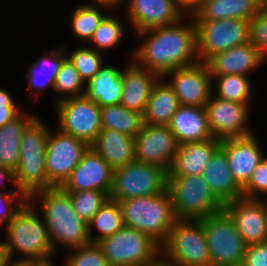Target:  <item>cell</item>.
I'll use <instances>...</instances> for the list:
<instances>
[{
  "instance_id": "obj_1",
  "label": "cell",
  "mask_w": 267,
  "mask_h": 266,
  "mask_svg": "<svg viewBox=\"0 0 267 266\" xmlns=\"http://www.w3.org/2000/svg\"><path fill=\"white\" fill-rule=\"evenodd\" d=\"M136 35L143 41L130 56L138 65L161 77L199 61L197 29L191 14L175 24L150 28Z\"/></svg>"
},
{
  "instance_id": "obj_2",
  "label": "cell",
  "mask_w": 267,
  "mask_h": 266,
  "mask_svg": "<svg viewBox=\"0 0 267 266\" xmlns=\"http://www.w3.org/2000/svg\"><path fill=\"white\" fill-rule=\"evenodd\" d=\"M29 201L39 204L38 209L48 227L55 254L61 246L68 251L91 243L87 222L73 209L69 194L61 187L34 192Z\"/></svg>"
},
{
  "instance_id": "obj_3",
  "label": "cell",
  "mask_w": 267,
  "mask_h": 266,
  "mask_svg": "<svg viewBox=\"0 0 267 266\" xmlns=\"http://www.w3.org/2000/svg\"><path fill=\"white\" fill-rule=\"evenodd\" d=\"M35 206L28 200L4 228L6 239L0 244L11 259L16 252L20 254L16 259L37 262L52 261L55 257L48 227Z\"/></svg>"
},
{
  "instance_id": "obj_4",
  "label": "cell",
  "mask_w": 267,
  "mask_h": 266,
  "mask_svg": "<svg viewBox=\"0 0 267 266\" xmlns=\"http://www.w3.org/2000/svg\"><path fill=\"white\" fill-rule=\"evenodd\" d=\"M123 225L149 235L160 246L177 221L168 190L161 194L125 199L118 202Z\"/></svg>"
},
{
  "instance_id": "obj_5",
  "label": "cell",
  "mask_w": 267,
  "mask_h": 266,
  "mask_svg": "<svg viewBox=\"0 0 267 266\" xmlns=\"http://www.w3.org/2000/svg\"><path fill=\"white\" fill-rule=\"evenodd\" d=\"M50 128L36 117L25 129L15 171L17 188L28 198L39 190L52 188L45 170L46 144Z\"/></svg>"
},
{
  "instance_id": "obj_6",
  "label": "cell",
  "mask_w": 267,
  "mask_h": 266,
  "mask_svg": "<svg viewBox=\"0 0 267 266\" xmlns=\"http://www.w3.org/2000/svg\"><path fill=\"white\" fill-rule=\"evenodd\" d=\"M167 190L177 220H201L224 208L202 175L168 176Z\"/></svg>"
},
{
  "instance_id": "obj_7",
  "label": "cell",
  "mask_w": 267,
  "mask_h": 266,
  "mask_svg": "<svg viewBox=\"0 0 267 266\" xmlns=\"http://www.w3.org/2000/svg\"><path fill=\"white\" fill-rule=\"evenodd\" d=\"M161 254L174 266H211L200 220H177L161 245Z\"/></svg>"
},
{
  "instance_id": "obj_8",
  "label": "cell",
  "mask_w": 267,
  "mask_h": 266,
  "mask_svg": "<svg viewBox=\"0 0 267 266\" xmlns=\"http://www.w3.org/2000/svg\"><path fill=\"white\" fill-rule=\"evenodd\" d=\"M200 221L207 239L211 266H241L247 244L229 212L223 208Z\"/></svg>"
},
{
  "instance_id": "obj_9",
  "label": "cell",
  "mask_w": 267,
  "mask_h": 266,
  "mask_svg": "<svg viewBox=\"0 0 267 266\" xmlns=\"http://www.w3.org/2000/svg\"><path fill=\"white\" fill-rule=\"evenodd\" d=\"M97 244L109 266H142L161 253V246L149 235L127 226Z\"/></svg>"
},
{
  "instance_id": "obj_10",
  "label": "cell",
  "mask_w": 267,
  "mask_h": 266,
  "mask_svg": "<svg viewBox=\"0 0 267 266\" xmlns=\"http://www.w3.org/2000/svg\"><path fill=\"white\" fill-rule=\"evenodd\" d=\"M168 172L158 166L133 161L115 169L109 197L113 201L161 194L167 190Z\"/></svg>"
},
{
  "instance_id": "obj_11",
  "label": "cell",
  "mask_w": 267,
  "mask_h": 266,
  "mask_svg": "<svg viewBox=\"0 0 267 266\" xmlns=\"http://www.w3.org/2000/svg\"><path fill=\"white\" fill-rule=\"evenodd\" d=\"M198 60L206 62L216 53L250 42V21L243 19L194 20Z\"/></svg>"
},
{
  "instance_id": "obj_12",
  "label": "cell",
  "mask_w": 267,
  "mask_h": 266,
  "mask_svg": "<svg viewBox=\"0 0 267 266\" xmlns=\"http://www.w3.org/2000/svg\"><path fill=\"white\" fill-rule=\"evenodd\" d=\"M90 145L57 128L50 130L46 144L45 170L53 187H61L80 163Z\"/></svg>"
},
{
  "instance_id": "obj_13",
  "label": "cell",
  "mask_w": 267,
  "mask_h": 266,
  "mask_svg": "<svg viewBox=\"0 0 267 266\" xmlns=\"http://www.w3.org/2000/svg\"><path fill=\"white\" fill-rule=\"evenodd\" d=\"M57 127L91 145L102 129L101 107L85 96L70 97L55 104Z\"/></svg>"
},
{
  "instance_id": "obj_14",
  "label": "cell",
  "mask_w": 267,
  "mask_h": 266,
  "mask_svg": "<svg viewBox=\"0 0 267 266\" xmlns=\"http://www.w3.org/2000/svg\"><path fill=\"white\" fill-rule=\"evenodd\" d=\"M179 144L169 126L143 124L134 137L135 161L170 170Z\"/></svg>"
},
{
  "instance_id": "obj_15",
  "label": "cell",
  "mask_w": 267,
  "mask_h": 266,
  "mask_svg": "<svg viewBox=\"0 0 267 266\" xmlns=\"http://www.w3.org/2000/svg\"><path fill=\"white\" fill-rule=\"evenodd\" d=\"M210 131L216 139L245 137L253 134L248 127L250 108L247 104H240L218 97H210L204 107Z\"/></svg>"
},
{
  "instance_id": "obj_16",
  "label": "cell",
  "mask_w": 267,
  "mask_h": 266,
  "mask_svg": "<svg viewBox=\"0 0 267 266\" xmlns=\"http://www.w3.org/2000/svg\"><path fill=\"white\" fill-rule=\"evenodd\" d=\"M168 84L173 88L180 105L205 107L212 95L214 84L205 62L198 61L168 72Z\"/></svg>"
},
{
  "instance_id": "obj_17",
  "label": "cell",
  "mask_w": 267,
  "mask_h": 266,
  "mask_svg": "<svg viewBox=\"0 0 267 266\" xmlns=\"http://www.w3.org/2000/svg\"><path fill=\"white\" fill-rule=\"evenodd\" d=\"M123 5L135 33L175 24L187 15L174 0H123Z\"/></svg>"
},
{
  "instance_id": "obj_18",
  "label": "cell",
  "mask_w": 267,
  "mask_h": 266,
  "mask_svg": "<svg viewBox=\"0 0 267 266\" xmlns=\"http://www.w3.org/2000/svg\"><path fill=\"white\" fill-rule=\"evenodd\" d=\"M247 246L267 240L266 199L245 197L224 204Z\"/></svg>"
},
{
  "instance_id": "obj_19",
  "label": "cell",
  "mask_w": 267,
  "mask_h": 266,
  "mask_svg": "<svg viewBox=\"0 0 267 266\" xmlns=\"http://www.w3.org/2000/svg\"><path fill=\"white\" fill-rule=\"evenodd\" d=\"M114 169L91 146L65 183L64 191L100 190L110 193Z\"/></svg>"
},
{
  "instance_id": "obj_20",
  "label": "cell",
  "mask_w": 267,
  "mask_h": 266,
  "mask_svg": "<svg viewBox=\"0 0 267 266\" xmlns=\"http://www.w3.org/2000/svg\"><path fill=\"white\" fill-rule=\"evenodd\" d=\"M220 149L226 156L234 180L241 188L248 183L253 170L265 157L254 133L245 137L223 139Z\"/></svg>"
},
{
  "instance_id": "obj_21",
  "label": "cell",
  "mask_w": 267,
  "mask_h": 266,
  "mask_svg": "<svg viewBox=\"0 0 267 266\" xmlns=\"http://www.w3.org/2000/svg\"><path fill=\"white\" fill-rule=\"evenodd\" d=\"M131 60L121 70L123 92L120 104L143 115L153 88L162 77Z\"/></svg>"
},
{
  "instance_id": "obj_22",
  "label": "cell",
  "mask_w": 267,
  "mask_h": 266,
  "mask_svg": "<svg viewBox=\"0 0 267 266\" xmlns=\"http://www.w3.org/2000/svg\"><path fill=\"white\" fill-rule=\"evenodd\" d=\"M266 59L258 49L247 42L211 56L205 63L211 75L236 74L248 76L258 69Z\"/></svg>"
},
{
  "instance_id": "obj_23",
  "label": "cell",
  "mask_w": 267,
  "mask_h": 266,
  "mask_svg": "<svg viewBox=\"0 0 267 266\" xmlns=\"http://www.w3.org/2000/svg\"><path fill=\"white\" fill-rule=\"evenodd\" d=\"M220 144L221 140L214 137L203 142L179 145L168 176L202 175Z\"/></svg>"
},
{
  "instance_id": "obj_24",
  "label": "cell",
  "mask_w": 267,
  "mask_h": 266,
  "mask_svg": "<svg viewBox=\"0 0 267 266\" xmlns=\"http://www.w3.org/2000/svg\"><path fill=\"white\" fill-rule=\"evenodd\" d=\"M168 126L179 145L214 138L204 107L180 105Z\"/></svg>"
},
{
  "instance_id": "obj_25",
  "label": "cell",
  "mask_w": 267,
  "mask_h": 266,
  "mask_svg": "<svg viewBox=\"0 0 267 266\" xmlns=\"http://www.w3.org/2000/svg\"><path fill=\"white\" fill-rule=\"evenodd\" d=\"M202 176L223 204L243 197L242 188L234 180L226 156L220 148L212 156Z\"/></svg>"
},
{
  "instance_id": "obj_26",
  "label": "cell",
  "mask_w": 267,
  "mask_h": 266,
  "mask_svg": "<svg viewBox=\"0 0 267 266\" xmlns=\"http://www.w3.org/2000/svg\"><path fill=\"white\" fill-rule=\"evenodd\" d=\"M115 170L135 161L134 137L102 128L90 145Z\"/></svg>"
},
{
  "instance_id": "obj_27",
  "label": "cell",
  "mask_w": 267,
  "mask_h": 266,
  "mask_svg": "<svg viewBox=\"0 0 267 266\" xmlns=\"http://www.w3.org/2000/svg\"><path fill=\"white\" fill-rule=\"evenodd\" d=\"M123 92L121 69L103 65L85 84L84 96L101 108L120 104Z\"/></svg>"
},
{
  "instance_id": "obj_28",
  "label": "cell",
  "mask_w": 267,
  "mask_h": 266,
  "mask_svg": "<svg viewBox=\"0 0 267 266\" xmlns=\"http://www.w3.org/2000/svg\"><path fill=\"white\" fill-rule=\"evenodd\" d=\"M66 44L57 49H50L44 52L35 62L28 68L26 78L28 88H31L34 99L38 101V97L49 87L54 89L55 79L60 71L63 61L67 58ZM65 54V55H64ZM40 75H43L40 77ZM41 78V79H40Z\"/></svg>"
},
{
  "instance_id": "obj_29",
  "label": "cell",
  "mask_w": 267,
  "mask_h": 266,
  "mask_svg": "<svg viewBox=\"0 0 267 266\" xmlns=\"http://www.w3.org/2000/svg\"><path fill=\"white\" fill-rule=\"evenodd\" d=\"M256 0H203L190 14L194 20H251L260 10Z\"/></svg>"
},
{
  "instance_id": "obj_30",
  "label": "cell",
  "mask_w": 267,
  "mask_h": 266,
  "mask_svg": "<svg viewBox=\"0 0 267 266\" xmlns=\"http://www.w3.org/2000/svg\"><path fill=\"white\" fill-rule=\"evenodd\" d=\"M166 80L162 77L154 86L143 114V124L168 126L180 107L173 88Z\"/></svg>"
},
{
  "instance_id": "obj_31",
  "label": "cell",
  "mask_w": 267,
  "mask_h": 266,
  "mask_svg": "<svg viewBox=\"0 0 267 266\" xmlns=\"http://www.w3.org/2000/svg\"><path fill=\"white\" fill-rule=\"evenodd\" d=\"M37 116L22 112L13 121L0 126V166L16 171L23 133Z\"/></svg>"
},
{
  "instance_id": "obj_32",
  "label": "cell",
  "mask_w": 267,
  "mask_h": 266,
  "mask_svg": "<svg viewBox=\"0 0 267 266\" xmlns=\"http://www.w3.org/2000/svg\"><path fill=\"white\" fill-rule=\"evenodd\" d=\"M102 9H105L104 12ZM107 10L114 9L113 6L106 3H82L75 6L72 11L71 27L76 38H81V42L88 43L95 30L102 20L108 15Z\"/></svg>"
},
{
  "instance_id": "obj_33",
  "label": "cell",
  "mask_w": 267,
  "mask_h": 266,
  "mask_svg": "<svg viewBox=\"0 0 267 266\" xmlns=\"http://www.w3.org/2000/svg\"><path fill=\"white\" fill-rule=\"evenodd\" d=\"M102 128L135 137L143 126V115L121 104L101 108Z\"/></svg>"
},
{
  "instance_id": "obj_34",
  "label": "cell",
  "mask_w": 267,
  "mask_h": 266,
  "mask_svg": "<svg viewBox=\"0 0 267 266\" xmlns=\"http://www.w3.org/2000/svg\"><path fill=\"white\" fill-rule=\"evenodd\" d=\"M87 225L91 243H98L102 239L112 236L124 226L119 203L109 199ZM93 230L96 231L95 236Z\"/></svg>"
},
{
  "instance_id": "obj_35",
  "label": "cell",
  "mask_w": 267,
  "mask_h": 266,
  "mask_svg": "<svg viewBox=\"0 0 267 266\" xmlns=\"http://www.w3.org/2000/svg\"><path fill=\"white\" fill-rule=\"evenodd\" d=\"M211 77L212 80H217V82L216 80L214 81L215 85L212 84L213 96L240 104H247L248 106L250 105L253 87L249 76L228 74L211 75Z\"/></svg>"
},
{
  "instance_id": "obj_36",
  "label": "cell",
  "mask_w": 267,
  "mask_h": 266,
  "mask_svg": "<svg viewBox=\"0 0 267 266\" xmlns=\"http://www.w3.org/2000/svg\"><path fill=\"white\" fill-rule=\"evenodd\" d=\"M123 23L118 20V18L114 17L111 13L108 14L100 23L98 28L95 30L92 38L88 43H90L89 47L97 50H109L116 48L121 42L124 35ZM121 41V42H120ZM92 44V45H91Z\"/></svg>"
},
{
  "instance_id": "obj_37",
  "label": "cell",
  "mask_w": 267,
  "mask_h": 266,
  "mask_svg": "<svg viewBox=\"0 0 267 266\" xmlns=\"http://www.w3.org/2000/svg\"><path fill=\"white\" fill-rule=\"evenodd\" d=\"M53 91L59 95L54 103L70 97L84 96L85 83L81 80L79 72L68 58L61 65L55 79Z\"/></svg>"
},
{
  "instance_id": "obj_38",
  "label": "cell",
  "mask_w": 267,
  "mask_h": 266,
  "mask_svg": "<svg viewBox=\"0 0 267 266\" xmlns=\"http://www.w3.org/2000/svg\"><path fill=\"white\" fill-rule=\"evenodd\" d=\"M76 213L87 223L110 199L109 194L100 190L66 191Z\"/></svg>"
},
{
  "instance_id": "obj_39",
  "label": "cell",
  "mask_w": 267,
  "mask_h": 266,
  "mask_svg": "<svg viewBox=\"0 0 267 266\" xmlns=\"http://www.w3.org/2000/svg\"><path fill=\"white\" fill-rule=\"evenodd\" d=\"M78 46L73 52L67 55V58L79 72L81 80L86 84L93 76L99 72L104 65V60L100 51L89 46Z\"/></svg>"
},
{
  "instance_id": "obj_40",
  "label": "cell",
  "mask_w": 267,
  "mask_h": 266,
  "mask_svg": "<svg viewBox=\"0 0 267 266\" xmlns=\"http://www.w3.org/2000/svg\"><path fill=\"white\" fill-rule=\"evenodd\" d=\"M63 266H109L102 248L97 243L70 249Z\"/></svg>"
},
{
  "instance_id": "obj_41",
  "label": "cell",
  "mask_w": 267,
  "mask_h": 266,
  "mask_svg": "<svg viewBox=\"0 0 267 266\" xmlns=\"http://www.w3.org/2000/svg\"><path fill=\"white\" fill-rule=\"evenodd\" d=\"M243 197L248 199L267 200V156H265L253 170L250 180L242 188Z\"/></svg>"
},
{
  "instance_id": "obj_42",
  "label": "cell",
  "mask_w": 267,
  "mask_h": 266,
  "mask_svg": "<svg viewBox=\"0 0 267 266\" xmlns=\"http://www.w3.org/2000/svg\"><path fill=\"white\" fill-rule=\"evenodd\" d=\"M28 200L29 198L18 188L0 193V226L4 222L7 225Z\"/></svg>"
},
{
  "instance_id": "obj_43",
  "label": "cell",
  "mask_w": 267,
  "mask_h": 266,
  "mask_svg": "<svg viewBox=\"0 0 267 266\" xmlns=\"http://www.w3.org/2000/svg\"><path fill=\"white\" fill-rule=\"evenodd\" d=\"M250 42L267 60V8H260L250 20Z\"/></svg>"
},
{
  "instance_id": "obj_44",
  "label": "cell",
  "mask_w": 267,
  "mask_h": 266,
  "mask_svg": "<svg viewBox=\"0 0 267 266\" xmlns=\"http://www.w3.org/2000/svg\"><path fill=\"white\" fill-rule=\"evenodd\" d=\"M241 266H267V240L247 246Z\"/></svg>"
},
{
  "instance_id": "obj_45",
  "label": "cell",
  "mask_w": 267,
  "mask_h": 266,
  "mask_svg": "<svg viewBox=\"0 0 267 266\" xmlns=\"http://www.w3.org/2000/svg\"><path fill=\"white\" fill-rule=\"evenodd\" d=\"M23 110L21 107H3L0 108V126H4L7 123L17 118Z\"/></svg>"
},
{
  "instance_id": "obj_46",
  "label": "cell",
  "mask_w": 267,
  "mask_h": 266,
  "mask_svg": "<svg viewBox=\"0 0 267 266\" xmlns=\"http://www.w3.org/2000/svg\"><path fill=\"white\" fill-rule=\"evenodd\" d=\"M4 180L9 181L10 184H13L14 188L15 187L17 188L15 171H13L9 168L0 166V193L6 192V191L2 190V187H1L3 185H4L3 188L6 186V182Z\"/></svg>"
},
{
  "instance_id": "obj_47",
  "label": "cell",
  "mask_w": 267,
  "mask_h": 266,
  "mask_svg": "<svg viewBox=\"0 0 267 266\" xmlns=\"http://www.w3.org/2000/svg\"><path fill=\"white\" fill-rule=\"evenodd\" d=\"M3 107H20L16 101H14L10 92L5 88H0V108Z\"/></svg>"
},
{
  "instance_id": "obj_48",
  "label": "cell",
  "mask_w": 267,
  "mask_h": 266,
  "mask_svg": "<svg viewBox=\"0 0 267 266\" xmlns=\"http://www.w3.org/2000/svg\"><path fill=\"white\" fill-rule=\"evenodd\" d=\"M187 14L193 12L203 0H174Z\"/></svg>"
},
{
  "instance_id": "obj_49",
  "label": "cell",
  "mask_w": 267,
  "mask_h": 266,
  "mask_svg": "<svg viewBox=\"0 0 267 266\" xmlns=\"http://www.w3.org/2000/svg\"><path fill=\"white\" fill-rule=\"evenodd\" d=\"M40 262L33 260L9 259L5 266H37Z\"/></svg>"
},
{
  "instance_id": "obj_50",
  "label": "cell",
  "mask_w": 267,
  "mask_h": 266,
  "mask_svg": "<svg viewBox=\"0 0 267 266\" xmlns=\"http://www.w3.org/2000/svg\"><path fill=\"white\" fill-rule=\"evenodd\" d=\"M142 266H174L170 260L165 258L161 253L151 262Z\"/></svg>"
},
{
  "instance_id": "obj_51",
  "label": "cell",
  "mask_w": 267,
  "mask_h": 266,
  "mask_svg": "<svg viewBox=\"0 0 267 266\" xmlns=\"http://www.w3.org/2000/svg\"><path fill=\"white\" fill-rule=\"evenodd\" d=\"M10 259L9 254L5 248L0 244V266H5L6 262Z\"/></svg>"
},
{
  "instance_id": "obj_52",
  "label": "cell",
  "mask_w": 267,
  "mask_h": 266,
  "mask_svg": "<svg viewBox=\"0 0 267 266\" xmlns=\"http://www.w3.org/2000/svg\"><path fill=\"white\" fill-rule=\"evenodd\" d=\"M92 2L106 3V4L113 6L115 9L116 7L118 6L120 7V5L122 6L123 4V0H92Z\"/></svg>"
},
{
  "instance_id": "obj_53",
  "label": "cell",
  "mask_w": 267,
  "mask_h": 266,
  "mask_svg": "<svg viewBox=\"0 0 267 266\" xmlns=\"http://www.w3.org/2000/svg\"><path fill=\"white\" fill-rule=\"evenodd\" d=\"M261 8H267V0H256Z\"/></svg>"
},
{
  "instance_id": "obj_54",
  "label": "cell",
  "mask_w": 267,
  "mask_h": 266,
  "mask_svg": "<svg viewBox=\"0 0 267 266\" xmlns=\"http://www.w3.org/2000/svg\"><path fill=\"white\" fill-rule=\"evenodd\" d=\"M37 266H55L53 261L40 262Z\"/></svg>"
},
{
  "instance_id": "obj_55",
  "label": "cell",
  "mask_w": 267,
  "mask_h": 266,
  "mask_svg": "<svg viewBox=\"0 0 267 266\" xmlns=\"http://www.w3.org/2000/svg\"><path fill=\"white\" fill-rule=\"evenodd\" d=\"M266 217H267V200H266ZM267 224V223H266Z\"/></svg>"
}]
</instances>
